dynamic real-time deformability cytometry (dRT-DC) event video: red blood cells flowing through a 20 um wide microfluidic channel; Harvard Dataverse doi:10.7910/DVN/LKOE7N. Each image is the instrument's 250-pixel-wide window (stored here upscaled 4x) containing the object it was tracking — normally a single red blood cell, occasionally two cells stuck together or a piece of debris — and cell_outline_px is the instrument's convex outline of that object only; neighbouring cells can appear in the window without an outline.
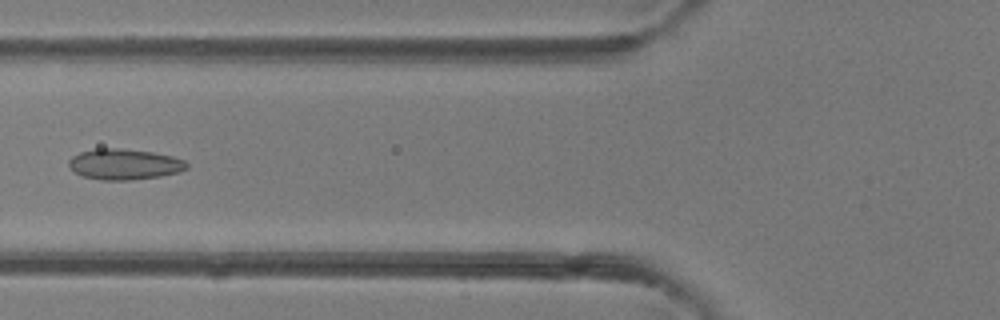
{"species": "common noctule bat (a hibernating species)", "species_latin": "Nyctalus noctula", "temperature_condition": "room temperature", "stored_images_in_passage": 2, "camera_frame_rate_fps": 3000, "um_per_image_px": 0.085, "animal": {"sex": "female"}, "frame": {"image": 1, "passage_image": 2, "time_ms": 1.0, "image_size_px": [1000, 320], "cell_outline_px": [[188, 168], [180, 172], [160, 176], [132, 180], [100, 180], [84, 176], [68, 168], [68, 160], [72, 156], [80, 152], [96, 148], [124, 148], [152, 152], [172, 156], [184, 160], [188, 164]], "centroid_in_image_um": [10.56, 13.95], "position_along_channel_um": 115.2, "area_um2": 21.33}}